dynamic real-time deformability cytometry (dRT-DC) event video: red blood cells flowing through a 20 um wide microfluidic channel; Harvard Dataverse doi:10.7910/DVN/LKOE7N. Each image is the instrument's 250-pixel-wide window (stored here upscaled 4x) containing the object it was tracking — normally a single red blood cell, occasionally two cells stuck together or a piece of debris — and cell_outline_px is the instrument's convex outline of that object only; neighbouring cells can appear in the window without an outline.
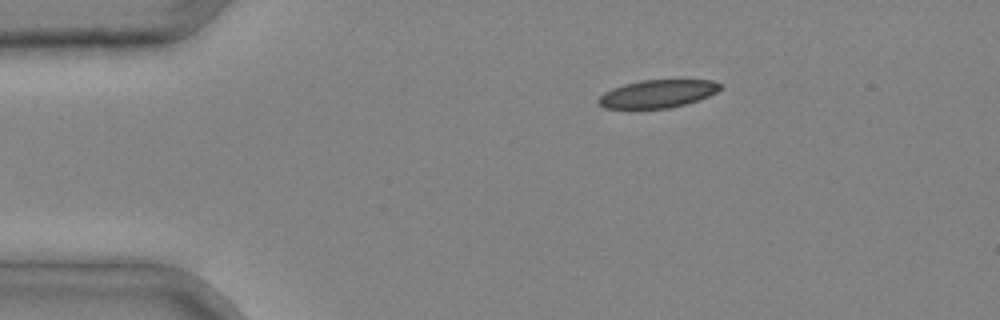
{"species": "common noctule bat (a hibernating species)", "species_latin": "Nyctalus noctula", "temperature_condition": "cold", "stored_images_in_passage": 2, "camera_frame_rate_fps": 3000, "um_per_image_px": 0.085, "animal": {"sex": "male", "body_mass_g": 20.4}, "frame": {"image": 1, "passage_image": 1, "time_ms": 0.0, "image_size_px": [1000, 320], "cell_outline_px": [[724, 84], [716, 92], [708, 96], [684, 104], [668, 108], [604, 108], [596, 100], [604, 92], [612, 88], [624, 84], [640, 80], [712, 80]], "centroid_in_image_um": [55.88, 7.96], "position_along_channel_um": 29.1, "area_um2": 19.65}}